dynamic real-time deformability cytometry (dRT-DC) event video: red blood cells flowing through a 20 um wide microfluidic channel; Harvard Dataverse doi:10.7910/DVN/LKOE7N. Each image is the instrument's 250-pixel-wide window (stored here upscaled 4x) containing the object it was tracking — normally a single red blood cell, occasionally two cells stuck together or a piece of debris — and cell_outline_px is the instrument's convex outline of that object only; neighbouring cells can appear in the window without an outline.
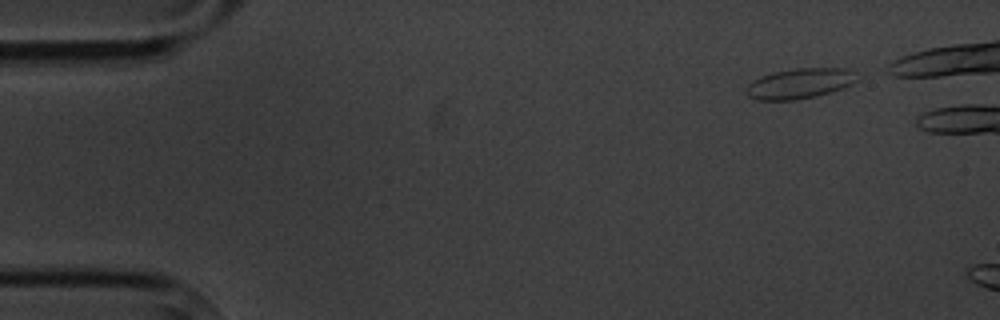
{"species": "common noctule bat (a hibernating species)", "species_latin": "Nyctalus noctula", "temperature_condition": "cold", "stored_images_in_passage": 3, "camera_frame_rate_fps": 3000, "um_per_image_px": 0.085, "animal": {"sex": "male", "body_mass_g": 20.1, "forearm_length_mm": 53.5}, "frame": {"image": 1, "passage_image": 1, "time_ms": 0.0, "image_size_px": [1000, 320], "cell_outline_px": [[860, 80], [844, 88], [816, 96], [796, 100], [756, 100], [748, 96], [744, 88], [748, 84], [760, 76], [772, 72], [796, 68], [848, 68]], "centroid_in_image_um": [67.97, 7.1], "position_along_channel_um": 17.0, "area_um2": 19.77}}